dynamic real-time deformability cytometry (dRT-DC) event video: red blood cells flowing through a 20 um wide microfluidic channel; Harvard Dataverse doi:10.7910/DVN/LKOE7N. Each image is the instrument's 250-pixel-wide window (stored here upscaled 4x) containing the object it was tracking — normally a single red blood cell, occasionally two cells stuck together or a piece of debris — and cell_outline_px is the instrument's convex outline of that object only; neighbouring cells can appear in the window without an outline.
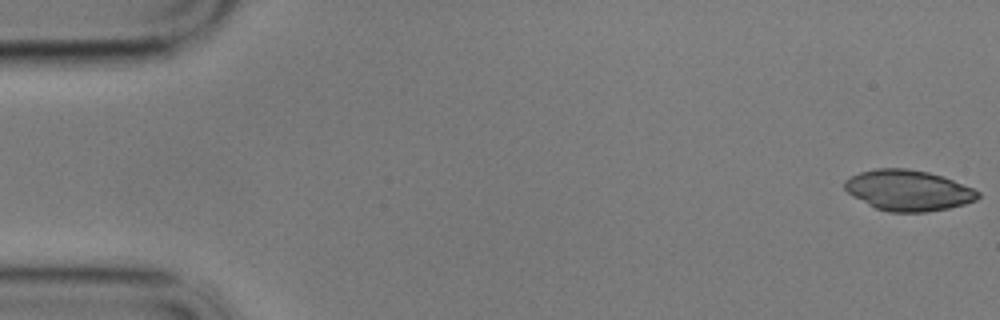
{"species": "common noctule bat (a hibernating species)", "species_latin": "Nyctalus noctula", "temperature_condition": "cold", "stored_images_in_passage": 9, "camera_frame_rate_fps": 3000, "um_per_image_px": 0.085, "animal": {"sex": "male", "body_mass_g": 17.9}, "frame": {"image": 1, "passage_image": 1, "time_ms": 0.0, "image_size_px": [1000, 320], "cell_outline_px": [[980, 196], [976, 200], [964, 204], [948, 208], [928, 212], [888, 212], [876, 208], [852, 196], [844, 188], [844, 180], [860, 172], [876, 168], [908, 168], [928, 172], [952, 180], [972, 188], [980, 192]], "centroid_in_image_um": [77.18, 16.18], "position_along_channel_um": 7.8, "area_um2": 31.5}}